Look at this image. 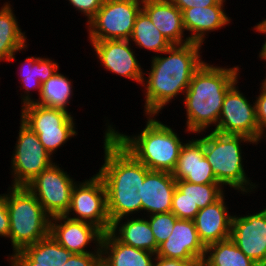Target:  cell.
Returning <instances> with one entry per match:
<instances>
[{
  "label": "cell",
  "instance_id": "6da1fadb",
  "mask_svg": "<svg viewBox=\"0 0 266 266\" xmlns=\"http://www.w3.org/2000/svg\"><path fill=\"white\" fill-rule=\"evenodd\" d=\"M203 46L195 42L172 45L151 57V65L149 70H144L141 84L145 96L143 116H159L169 103L172 104L178 97L183 99L191 78L205 62L202 58Z\"/></svg>",
  "mask_w": 266,
  "mask_h": 266
},
{
  "label": "cell",
  "instance_id": "7a4b0ae2",
  "mask_svg": "<svg viewBox=\"0 0 266 266\" xmlns=\"http://www.w3.org/2000/svg\"><path fill=\"white\" fill-rule=\"evenodd\" d=\"M104 126V159L97 174L106 188L110 222L134 214L142 216V185L149 169L111 136L108 122Z\"/></svg>",
  "mask_w": 266,
  "mask_h": 266
},
{
  "label": "cell",
  "instance_id": "3957f363",
  "mask_svg": "<svg viewBox=\"0 0 266 266\" xmlns=\"http://www.w3.org/2000/svg\"><path fill=\"white\" fill-rule=\"evenodd\" d=\"M241 69L239 65L222 67L205 61L194 73L181 100L186 112L185 133L197 134L217 127L224 97L241 80Z\"/></svg>",
  "mask_w": 266,
  "mask_h": 266
},
{
  "label": "cell",
  "instance_id": "277c9868",
  "mask_svg": "<svg viewBox=\"0 0 266 266\" xmlns=\"http://www.w3.org/2000/svg\"><path fill=\"white\" fill-rule=\"evenodd\" d=\"M104 118L108 122L111 136L149 170L170 173L175 170L180 149L186 139L180 138L174 128L160 121L158 115L145 116L147 121L143 129L132 135L120 132L113 122Z\"/></svg>",
  "mask_w": 266,
  "mask_h": 266
},
{
  "label": "cell",
  "instance_id": "5b68a950",
  "mask_svg": "<svg viewBox=\"0 0 266 266\" xmlns=\"http://www.w3.org/2000/svg\"><path fill=\"white\" fill-rule=\"evenodd\" d=\"M195 135L203 142L204 155L212 166L218 183L224 189L228 186L231 191L235 190L243 196H250L258 191L259 182H252L244 168L245 152L242 147L245 144L258 145L255 141L243 135H226L216 131H205Z\"/></svg>",
  "mask_w": 266,
  "mask_h": 266
},
{
  "label": "cell",
  "instance_id": "8992f818",
  "mask_svg": "<svg viewBox=\"0 0 266 266\" xmlns=\"http://www.w3.org/2000/svg\"><path fill=\"white\" fill-rule=\"evenodd\" d=\"M7 209L10 220L9 240L12 254L50 235L51 216L26 186H8Z\"/></svg>",
  "mask_w": 266,
  "mask_h": 266
},
{
  "label": "cell",
  "instance_id": "52a82bcc",
  "mask_svg": "<svg viewBox=\"0 0 266 266\" xmlns=\"http://www.w3.org/2000/svg\"><path fill=\"white\" fill-rule=\"evenodd\" d=\"M20 109V120L34 131L45 150L55 157L57 150L77 138L75 116L59 108H49L36 103H28ZM54 154V155H53Z\"/></svg>",
  "mask_w": 266,
  "mask_h": 266
},
{
  "label": "cell",
  "instance_id": "ba28073f",
  "mask_svg": "<svg viewBox=\"0 0 266 266\" xmlns=\"http://www.w3.org/2000/svg\"><path fill=\"white\" fill-rule=\"evenodd\" d=\"M143 0H104L96 15L85 25L89 42L129 40Z\"/></svg>",
  "mask_w": 266,
  "mask_h": 266
},
{
  "label": "cell",
  "instance_id": "9c48e42d",
  "mask_svg": "<svg viewBox=\"0 0 266 266\" xmlns=\"http://www.w3.org/2000/svg\"><path fill=\"white\" fill-rule=\"evenodd\" d=\"M19 124L10 162V175L13 180L9 186H26L56 161V158L45 150L38 135L21 120Z\"/></svg>",
  "mask_w": 266,
  "mask_h": 266
},
{
  "label": "cell",
  "instance_id": "30bf717a",
  "mask_svg": "<svg viewBox=\"0 0 266 266\" xmlns=\"http://www.w3.org/2000/svg\"><path fill=\"white\" fill-rule=\"evenodd\" d=\"M65 216L72 220L91 223L103 233L110 230L106 188L97 172L82 182H76L71 193L70 207Z\"/></svg>",
  "mask_w": 266,
  "mask_h": 266
},
{
  "label": "cell",
  "instance_id": "8fae6325",
  "mask_svg": "<svg viewBox=\"0 0 266 266\" xmlns=\"http://www.w3.org/2000/svg\"><path fill=\"white\" fill-rule=\"evenodd\" d=\"M57 163L55 161L26 185L51 217L65 215L69 210L71 193L77 182Z\"/></svg>",
  "mask_w": 266,
  "mask_h": 266
},
{
  "label": "cell",
  "instance_id": "7c38bea8",
  "mask_svg": "<svg viewBox=\"0 0 266 266\" xmlns=\"http://www.w3.org/2000/svg\"><path fill=\"white\" fill-rule=\"evenodd\" d=\"M237 81L226 93L217 127L213 130L226 135H243L259 144V125L255 100L251 102Z\"/></svg>",
  "mask_w": 266,
  "mask_h": 266
},
{
  "label": "cell",
  "instance_id": "4fadbf2b",
  "mask_svg": "<svg viewBox=\"0 0 266 266\" xmlns=\"http://www.w3.org/2000/svg\"><path fill=\"white\" fill-rule=\"evenodd\" d=\"M97 61L109 73L137 82L143 81L144 68L137 59V51L129 40H103L89 42Z\"/></svg>",
  "mask_w": 266,
  "mask_h": 266
},
{
  "label": "cell",
  "instance_id": "5bb4252c",
  "mask_svg": "<svg viewBox=\"0 0 266 266\" xmlns=\"http://www.w3.org/2000/svg\"><path fill=\"white\" fill-rule=\"evenodd\" d=\"M50 236L72 254L101 253L103 232L91 223L54 216L50 220Z\"/></svg>",
  "mask_w": 266,
  "mask_h": 266
},
{
  "label": "cell",
  "instance_id": "9a60e30c",
  "mask_svg": "<svg viewBox=\"0 0 266 266\" xmlns=\"http://www.w3.org/2000/svg\"><path fill=\"white\" fill-rule=\"evenodd\" d=\"M246 213L233 212L230 238L258 265L266 260V206L255 213L249 210Z\"/></svg>",
  "mask_w": 266,
  "mask_h": 266
},
{
  "label": "cell",
  "instance_id": "2e32d148",
  "mask_svg": "<svg viewBox=\"0 0 266 266\" xmlns=\"http://www.w3.org/2000/svg\"><path fill=\"white\" fill-rule=\"evenodd\" d=\"M206 247L200 241L193 220L177 219L172 234L159 245L156 256L201 264Z\"/></svg>",
  "mask_w": 266,
  "mask_h": 266
},
{
  "label": "cell",
  "instance_id": "e0dca14e",
  "mask_svg": "<svg viewBox=\"0 0 266 266\" xmlns=\"http://www.w3.org/2000/svg\"><path fill=\"white\" fill-rule=\"evenodd\" d=\"M172 174L176 180L194 184L218 183L212 166L204 155L203 142L197 136L186 140L182 145Z\"/></svg>",
  "mask_w": 266,
  "mask_h": 266
},
{
  "label": "cell",
  "instance_id": "ac0fdd59",
  "mask_svg": "<svg viewBox=\"0 0 266 266\" xmlns=\"http://www.w3.org/2000/svg\"><path fill=\"white\" fill-rule=\"evenodd\" d=\"M226 194L200 209L193 220L199 239L205 247L231 237L233 213L229 212V204L225 201L228 200L225 198L228 197Z\"/></svg>",
  "mask_w": 266,
  "mask_h": 266
},
{
  "label": "cell",
  "instance_id": "d6986e66",
  "mask_svg": "<svg viewBox=\"0 0 266 266\" xmlns=\"http://www.w3.org/2000/svg\"><path fill=\"white\" fill-rule=\"evenodd\" d=\"M225 5L191 7L182 11L183 26L190 42L204 45L208 34L226 28L232 22ZM204 43V44H203Z\"/></svg>",
  "mask_w": 266,
  "mask_h": 266
},
{
  "label": "cell",
  "instance_id": "ffe728a7",
  "mask_svg": "<svg viewBox=\"0 0 266 266\" xmlns=\"http://www.w3.org/2000/svg\"><path fill=\"white\" fill-rule=\"evenodd\" d=\"M175 189L172 173L149 170L142 185V216L171 212Z\"/></svg>",
  "mask_w": 266,
  "mask_h": 266
},
{
  "label": "cell",
  "instance_id": "44dd1931",
  "mask_svg": "<svg viewBox=\"0 0 266 266\" xmlns=\"http://www.w3.org/2000/svg\"><path fill=\"white\" fill-rule=\"evenodd\" d=\"M142 10L172 45L190 43L185 34L182 11L171 0H143Z\"/></svg>",
  "mask_w": 266,
  "mask_h": 266
},
{
  "label": "cell",
  "instance_id": "7402d4cb",
  "mask_svg": "<svg viewBox=\"0 0 266 266\" xmlns=\"http://www.w3.org/2000/svg\"><path fill=\"white\" fill-rule=\"evenodd\" d=\"M19 66V79L21 84L19 86L21 106L32 103L35 100L33 98L32 90H36V94L39 96L41 91V84L50 78L59 68L57 61L45 56L31 55L21 61Z\"/></svg>",
  "mask_w": 266,
  "mask_h": 266
},
{
  "label": "cell",
  "instance_id": "603a6c76",
  "mask_svg": "<svg viewBox=\"0 0 266 266\" xmlns=\"http://www.w3.org/2000/svg\"><path fill=\"white\" fill-rule=\"evenodd\" d=\"M109 232L121 243L157 253L158 245L146 216H128L111 223Z\"/></svg>",
  "mask_w": 266,
  "mask_h": 266
},
{
  "label": "cell",
  "instance_id": "cb8c5ba5",
  "mask_svg": "<svg viewBox=\"0 0 266 266\" xmlns=\"http://www.w3.org/2000/svg\"><path fill=\"white\" fill-rule=\"evenodd\" d=\"M11 1L3 3L0 7V62L17 61L16 54L27 51V31H22L19 21L14 14Z\"/></svg>",
  "mask_w": 266,
  "mask_h": 266
},
{
  "label": "cell",
  "instance_id": "d4e9b609",
  "mask_svg": "<svg viewBox=\"0 0 266 266\" xmlns=\"http://www.w3.org/2000/svg\"><path fill=\"white\" fill-rule=\"evenodd\" d=\"M156 254L119 242L109 231L101 239V266H153Z\"/></svg>",
  "mask_w": 266,
  "mask_h": 266
},
{
  "label": "cell",
  "instance_id": "484cf974",
  "mask_svg": "<svg viewBox=\"0 0 266 266\" xmlns=\"http://www.w3.org/2000/svg\"><path fill=\"white\" fill-rule=\"evenodd\" d=\"M71 255L70 251L48 235L16 252L7 262H37V265L61 266L67 262Z\"/></svg>",
  "mask_w": 266,
  "mask_h": 266
},
{
  "label": "cell",
  "instance_id": "4316f807",
  "mask_svg": "<svg viewBox=\"0 0 266 266\" xmlns=\"http://www.w3.org/2000/svg\"><path fill=\"white\" fill-rule=\"evenodd\" d=\"M73 79L64 75L58 69L50 78L41 84V91L38 99L33 103L49 108H59L68 112L72 97L74 96Z\"/></svg>",
  "mask_w": 266,
  "mask_h": 266
},
{
  "label": "cell",
  "instance_id": "83f0119b",
  "mask_svg": "<svg viewBox=\"0 0 266 266\" xmlns=\"http://www.w3.org/2000/svg\"><path fill=\"white\" fill-rule=\"evenodd\" d=\"M129 41L136 45L134 48L146 49L153 55L161 54L172 46L143 10L136 17Z\"/></svg>",
  "mask_w": 266,
  "mask_h": 266
},
{
  "label": "cell",
  "instance_id": "f1b7e54d",
  "mask_svg": "<svg viewBox=\"0 0 266 266\" xmlns=\"http://www.w3.org/2000/svg\"><path fill=\"white\" fill-rule=\"evenodd\" d=\"M200 266H258L248 258L231 239L206 246Z\"/></svg>",
  "mask_w": 266,
  "mask_h": 266
},
{
  "label": "cell",
  "instance_id": "f546056e",
  "mask_svg": "<svg viewBox=\"0 0 266 266\" xmlns=\"http://www.w3.org/2000/svg\"><path fill=\"white\" fill-rule=\"evenodd\" d=\"M176 187L199 209L214 203L227 191L219 183L194 184L185 180H176Z\"/></svg>",
  "mask_w": 266,
  "mask_h": 266
},
{
  "label": "cell",
  "instance_id": "4dcf8cb0",
  "mask_svg": "<svg viewBox=\"0 0 266 266\" xmlns=\"http://www.w3.org/2000/svg\"><path fill=\"white\" fill-rule=\"evenodd\" d=\"M146 218L158 246L172 234L175 222L178 219L172 212L153 214L146 216Z\"/></svg>",
  "mask_w": 266,
  "mask_h": 266
},
{
  "label": "cell",
  "instance_id": "1f68e13d",
  "mask_svg": "<svg viewBox=\"0 0 266 266\" xmlns=\"http://www.w3.org/2000/svg\"><path fill=\"white\" fill-rule=\"evenodd\" d=\"M199 210L198 206L194 205L187 197H185V194L176 187L172 199L171 212L178 219L194 220Z\"/></svg>",
  "mask_w": 266,
  "mask_h": 266
},
{
  "label": "cell",
  "instance_id": "d6a6232c",
  "mask_svg": "<svg viewBox=\"0 0 266 266\" xmlns=\"http://www.w3.org/2000/svg\"><path fill=\"white\" fill-rule=\"evenodd\" d=\"M70 7L81 13L86 18V24L96 15L97 11L103 5L104 0H66Z\"/></svg>",
  "mask_w": 266,
  "mask_h": 266
},
{
  "label": "cell",
  "instance_id": "836d02e7",
  "mask_svg": "<svg viewBox=\"0 0 266 266\" xmlns=\"http://www.w3.org/2000/svg\"><path fill=\"white\" fill-rule=\"evenodd\" d=\"M258 94L255 95L256 118L259 125V140L266 131V86L261 82Z\"/></svg>",
  "mask_w": 266,
  "mask_h": 266
},
{
  "label": "cell",
  "instance_id": "e575fe53",
  "mask_svg": "<svg viewBox=\"0 0 266 266\" xmlns=\"http://www.w3.org/2000/svg\"><path fill=\"white\" fill-rule=\"evenodd\" d=\"M61 266H101V253L72 254Z\"/></svg>",
  "mask_w": 266,
  "mask_h": 266
},
{
  "label": "cell",
  "instance_id": "d590c367",
  "mask_svg": "<svg viewBox=\"0 0 266 266\" xmlns=\"http://www.w3.org/2000/svg\"><path fill=\"white\" fill-rule=\"evenodd\" d=\"M10 220L7 209V191L0 194V237L9 239Z\"/></svg>",
  "mask_w": 266,
  "mask_h": 266
},
{
  "label": "cell",
  "instance_id": "8d00e7d4",
  "mask_svg": "<svg viewBox=\"0 0 266 266\" xmlns=\"http://www.w3.org/2000/svg\"><path fill=\"white\" fill-rule=\"evenodd\" d=\"M181 11L191 7H208L213 5H226L227 0H171Z\"/></svg>",
  "mask_w": 266,
  "mask_h": 266
},
{
  "label": "cell",
  "instance_id": "74e56055",
  "mask_svg": "<svg viewBox=\"0 0 266 266\" xmlns=\"http://www.w3.org/2000/svg\"><path fill=\"white\" fill-rule=\"evenodd\" d=\"M199 262H188L180 259H172L156 256L153 266H200Z\"/></svg>",
  "mask_w": 266,
  "mask_h": 266
},
{
  "label": "cell",
  "instance_id": "f35d334b",
  "mask_svg": "<svg viewBox=\"0 0 266 266\" xmlns=\"http://www.w3.org/2000/svg\"><path fill=\"white\" fill-rule=\"evenodd\" d=\"M251 28H252L251 30L255 31V33L256 32L260 33V35L263 34L266 37V18L265 19L263 18L262 21L256 23V25H254ZM265 37H264V40H263L264 42L261 45L260 51H258L259 52L258 58L262 62L265 61L264 62L265 65L264 66L266 67V38Z\"/></svg>",
  "mask_w": 266,
  "mask_h": 266
},
{
  "label": "cell",
  "instance_id": "ab89813d",
  "mask_svg": "<svg viewBox=\"0 0 266 266\" xmlns=\"http://www.w3.org/2000/svg\"><path fill=\"white\" fill-rule=\"evenodd\" d=\"M10 266H45L37 265V262H8Z\"/></svg>",
  "mask_w": 266,
  "mask_h": 266
},
{
  "label": "cell",
  "instance_id": "60d3db41",
  "mask_svg": "<svg viewBox=\"0 0 266 266\" xmlns=\"http://www.w3.org/2000/svg\"><path fill=\"white\" fill-rule=\"evenodd\" d=\"M263 140H265V142H266V131L264 133H262L261 138L259 140V143H261V141L264 142Z\"/></svg>",
  "mask_w": 266,
  "mask_h": 266
},
{
  "label": "cell",
  "instance_id": "b9f144b4",
  "mask_svg": "<svg viewBox=\"0 0 266 266\" xmlns=\"http://www.w3.org/2000/svg\"><path fill=\"white\" fill-rule=\"evenodd\" d=\"M265 69H266V67H265ZM261 82L266 86V73H265L264 79Z\"/></svg>",
  "mask_w": 266,
  "mask_h": 266
},
{
  "label": "cell",
  "instance_id": "7bdbcfd3",
  "mask_svg": "<svg viewBox=\"0 0 266 266\" xmlns=\"http://www.w3.org/2000/svg\"><path fill=\"white\" fill-rule=\"evenodd\" d=\"M258 266H266V260L261 262V263H259Z\"/></svg>",
  "mask_w": 266,
  "mask_h": 266
}]
</instances>
